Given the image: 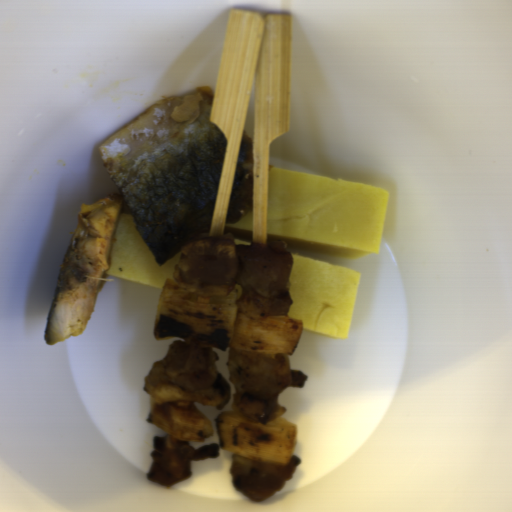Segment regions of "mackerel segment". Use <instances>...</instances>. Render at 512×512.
Instances as JSON below:
<instances>
[{"instance_id": "14911b7f", "label": "mackerel segment", "mask_w": 512, "mask_h": 512, "mask_svg": "<svg viewBox=\"0 0 512 512\" xmlns=\"http://www.w3.org/2000/svg\"><path fill=\"white\" fill-rule=\"evenodd\" d=\"M208 84L162 97L97 147L116 190L84 203L63 250L44 333L81 335L109 272L121 210L160 268L211 231L226 138Z\"/></svg>"}, {"instance_id": "c1d32c5f", "label": "mackerel segment", "mask_w": 512, "mask_h": 512, "mask_svg": "<svg viewBox=\"0 0 512 512\" xmlns=\"http://www.w3.org/2000/svg\"><path fill=\"white\" fill-rule=\"evenodd\" d=\"M254 157L253 138L245 130L241 137L234 170L232 193L225 224H236L253 209Z\"/></svg>"}]
</instances>
